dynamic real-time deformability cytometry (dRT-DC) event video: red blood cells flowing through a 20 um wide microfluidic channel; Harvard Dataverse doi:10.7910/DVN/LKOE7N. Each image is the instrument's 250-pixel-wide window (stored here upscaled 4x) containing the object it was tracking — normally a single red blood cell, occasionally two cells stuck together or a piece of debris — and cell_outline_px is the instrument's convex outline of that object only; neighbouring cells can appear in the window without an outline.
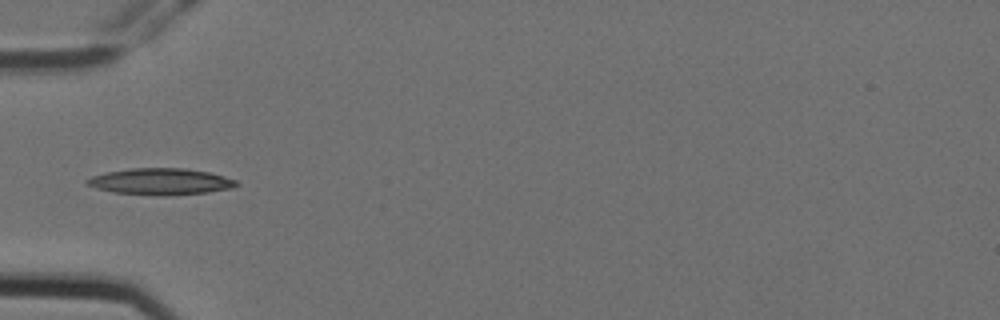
{"species": "Egyptian fruit bat (a non-hibernating species)", "species_latin": "Rousettus aegyptiacus", "temperature_condition": "cold", "stored_images_in_passage": 3, "camera_frame_rate_fps": 3000, "um_per_image_px": 0.085, "animal": {"sex": "female"}, "frame": {"image": 1, "passage_image": 3, "time_ms": 0.667, "image_size_px": [1000, 320], "cell_outline_px": [[240, 184], [232, 188], [208, 192], [164, 196], [112, 192], [96, 188], [84, 184], [84, 180], [92, 176], [108, 172], [132, 168], [184, 168], [208, 172], [224, 176], [236, 180]], "centroid_in_image_um": [13.64, 15.43], "position_along_channel_um": 71.4, "area_um2": 23.06}}